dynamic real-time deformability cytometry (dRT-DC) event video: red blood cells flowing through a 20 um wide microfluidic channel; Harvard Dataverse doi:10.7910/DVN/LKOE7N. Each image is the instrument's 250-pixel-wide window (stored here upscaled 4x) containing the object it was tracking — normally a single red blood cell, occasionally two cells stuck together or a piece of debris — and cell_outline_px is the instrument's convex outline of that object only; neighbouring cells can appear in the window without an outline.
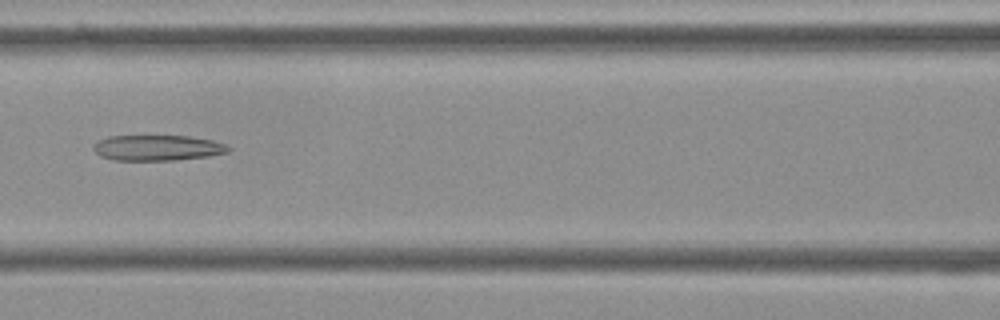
{"species": "Egyptian fruit bat (a non-hibernating species)", "species_latin": "Rousettus aegyptiacus", "temperature_condition": "cold", "stored_images_in_passage": 7, "camera_frame_rate_fps": 3000, "um_per_image_px": 0.085, "frame": {"image": 1, "passage_image": 3, "time_ms": 0.667, "image_size_px": [1000, 320], "cell_outline_px": [[232, 148], [228, 152], [208, 156], [176, 160], [112, 160], [100, 156], [92, 148], [92, 144], [108, 136], [188, 136], [212, 140], [224, 144]], "centroid_in_image_um": [13.36, 12.57], "position_along_channel_um": 153.2, "area_um2": 20.11}}
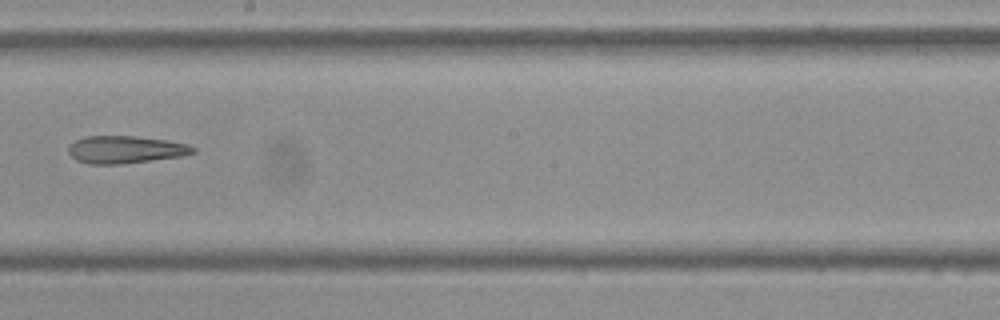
{"frame": {"image": 2, "passage_image": 5, "time_ms": 1.333, "image_size_px": [1000, 320], "cell_outline_px": [[196, 152], [180, 156], [120, 164], [88, 164], [76, 160], [68, 152], [68, 148], [76, 140], [84, 136], [136, 136], [164, 140], [188, 144], [196, 148]], "centroid_in_image_um": [10.64, 12.71], "position_along_channel_um": 237.6, "area_um2": 19.77}}
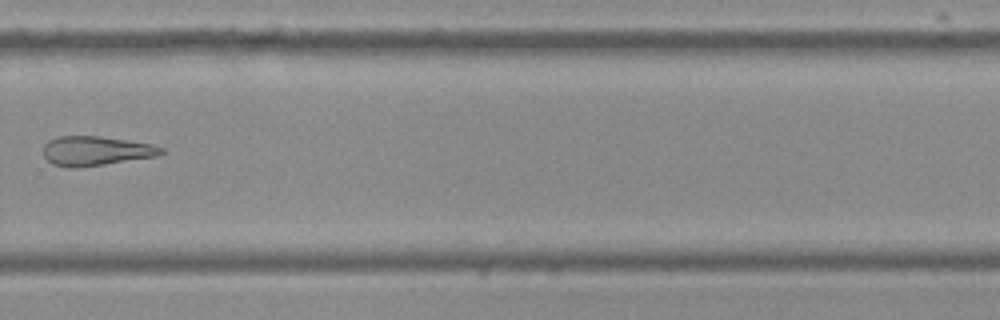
{"frame": {"image": 3, "passage_image": 7, "time_ms": 2.0, "image_size_px": [1000, 320], "cell_outline_px": [[168, 152], [160, 156], [76, 168], [68, 168], [52, 164], [44, 156], [44, 144], [48, 140], [56, 136], [100, 136], [152, 144], [164, 148]], "centroid_in_image_um": [8.18, 12.83], "position_along_channel_um": 321.6, "area_um2": 20.46}}